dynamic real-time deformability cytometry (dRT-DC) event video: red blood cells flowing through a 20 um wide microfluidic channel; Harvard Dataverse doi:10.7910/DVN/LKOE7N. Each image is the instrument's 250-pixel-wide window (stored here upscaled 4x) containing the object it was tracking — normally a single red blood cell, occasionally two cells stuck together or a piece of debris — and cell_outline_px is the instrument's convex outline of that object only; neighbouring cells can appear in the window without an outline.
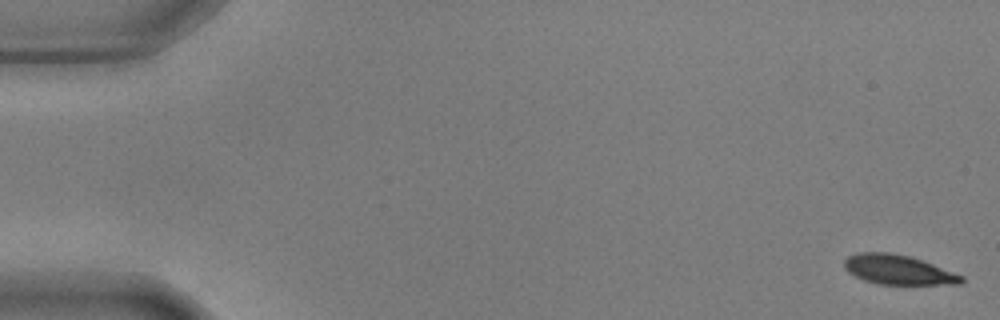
{"species": "common noctule bat (a hibernating species)", "species_latin": "Nyctalus noctula", "temperature_condition": "warm", "stored_images_in_passage": 55, "camera_frame_rate_fps": 3000, "um_per_image_px": 0.085, "animal": {"sex": "male", "body_mass_g": 17.9, "forearm_length_mm": 54.2}, "frame": {"image": 1, "passage_image": 1, "time_ms": 0.0, "image_size_px": [1000, 320], "cell_outline_px": [[964, 280], [960, 284], [876, 284], [864, 280], [848, 272], [844, 268], [844, 260], [848, 256], [856, 252], [888, 252], [908, 256], [932, 264], [964, 276]], "centroid_in_image_um": [76.3, 22.93], "position_along_channel_um": 8.7, "area_um2": 20.06}}
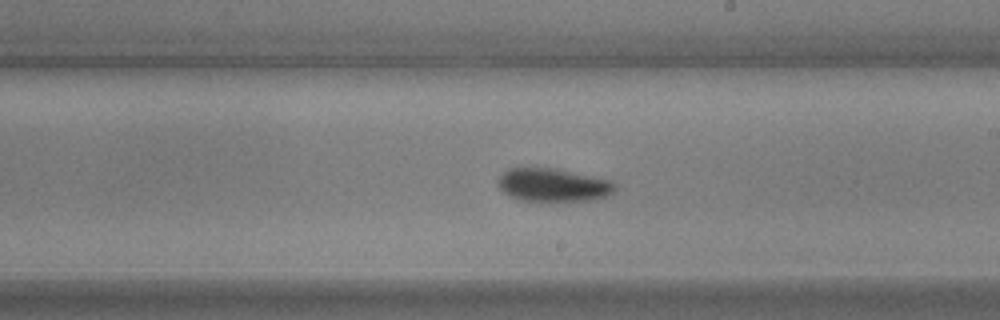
{"frame": {"image": 2, "passage_image": 32, "time_ms": 10.333, "image_size_px": [1000, 320], "cell_outline_px": [[616, 188], [612, 192], [596, 200], [520, 200], [504, 192], [496, 184], [496, 180], [508, 168], [556, 168], [612, 180], [616, 184]], "centroid_in_image_um": [47.02, 15.7], "position_along_channel_um": 242.0, "area_um2": 22.48}}
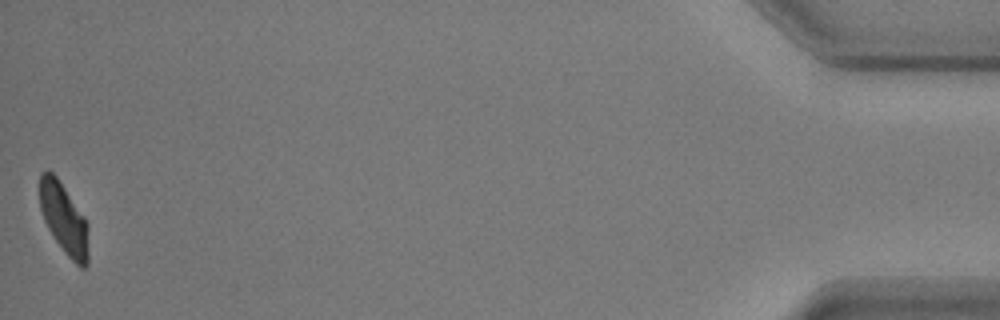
{"frame": {"image": 3, "passage_image": 55, "time_ms": 18.0, "image_size_px": [1000, 320], "cell_outline_px": [[88, 264], [84, 268], [80, 268], [64, 252], [48, 228], [44, 220], [40, 208], [40, 172], [48, 168], [56, 176], [84, 216], [88, 224]], "centroid_in_image_um": [5.44, 18.59], "position_along_channel_um": 429.8, "area_um2": 20.11}, "authors_computed_cell_mechanics": {"area_um2": 22.0218, "velocity_mm_per_s": 3.6418, "shape_relaxation_time_tau1_ms": 3.3296, "shape_relaxation_time_tau2_ms": 5.1073, "deformation_change_tau1": 0.1244, "deformation_change_tau2": 0.0684}}